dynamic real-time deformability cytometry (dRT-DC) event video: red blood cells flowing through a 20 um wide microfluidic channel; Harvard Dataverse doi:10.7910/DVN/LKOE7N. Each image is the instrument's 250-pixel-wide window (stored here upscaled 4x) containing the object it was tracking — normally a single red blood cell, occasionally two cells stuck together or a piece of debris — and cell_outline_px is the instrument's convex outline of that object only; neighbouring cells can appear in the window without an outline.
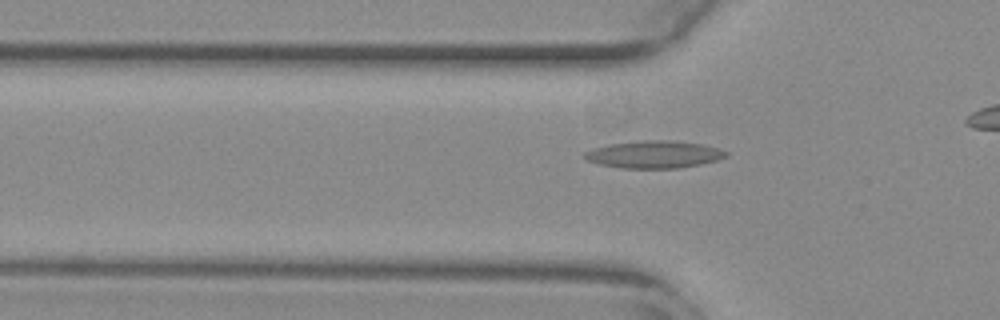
{"species": "common noctule bat (a hibernating species)", "species_latin": "Nyctalus noctula", "temperature_condition": "warm", "stored_images_in_passage": 19, "camera_frame_rate_fps": 3000, "um_per_image_px": 0.085, "animal": {"sex": "female", "body_mass_g": 29.2, "forearm_length_mm": 56.3}, "frame": {"image": 1, "passage_image": 3, "time_ms": 0.667, "image_size_px": [1000, 320], "cell_outline_px": [[728, 156], [716, 160], [700, 164], [676, 168], [620, 168], [600, 164], [588, 160], [584, 156], [584, 152], [592, 148], [608, 144], [640, 140], [668, 140], [700, 144], [716, 148], [728, 152]], "centroid_in_image_um": [55.56, 13.12], "position_along_channel_um": 70.2, "area_um2": 22.37}}
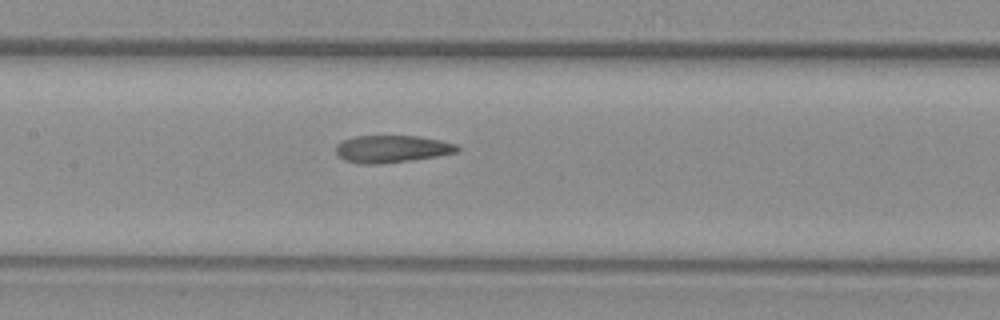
{"frame": {"image": 2, "passage_image": 11, "time_ms": 3.333, "image_size_px": [1000, 320], "cell_outline_px": [[460, 148], [456, 152], [436, 156], [380, 164], [364, 164], [344, 160], [336, 152], [336, 144], [344, 140], [356, 136], [416, 136], [440, 140], [456, 144]], "centroid_in_image_um": [33.29, 12.65], "position_along_channel_um": 174.1, "area_um2": 19.02}}
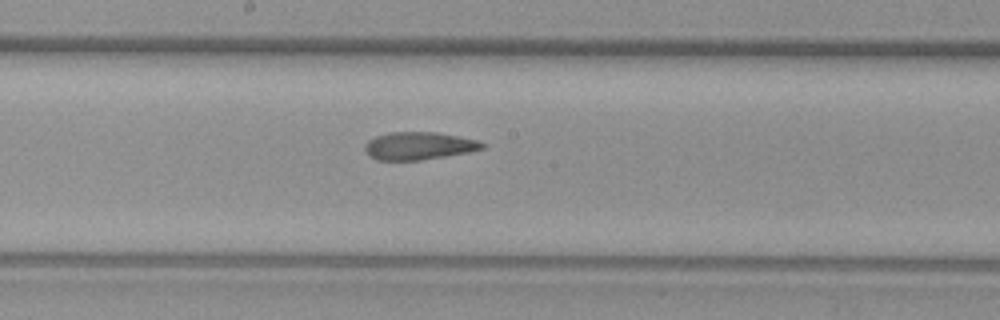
{"frame": {"image": 3, "passage_image": 14, "time_ms": 4.333, "image_size_px": [1000, 320], "cell_outline_px": [[484, 148], [468, 152], [420, 160], [376, 160], [368, 156], [364, 152], [364, 144], [368, 140], [376, 136], [388, 132], [436, 132], [476, 140], [484, 144]], "centroid_in_image_um": [35.51, 12.4], "position_along_channel_um": 212.7, "area_um2": 18.9}}